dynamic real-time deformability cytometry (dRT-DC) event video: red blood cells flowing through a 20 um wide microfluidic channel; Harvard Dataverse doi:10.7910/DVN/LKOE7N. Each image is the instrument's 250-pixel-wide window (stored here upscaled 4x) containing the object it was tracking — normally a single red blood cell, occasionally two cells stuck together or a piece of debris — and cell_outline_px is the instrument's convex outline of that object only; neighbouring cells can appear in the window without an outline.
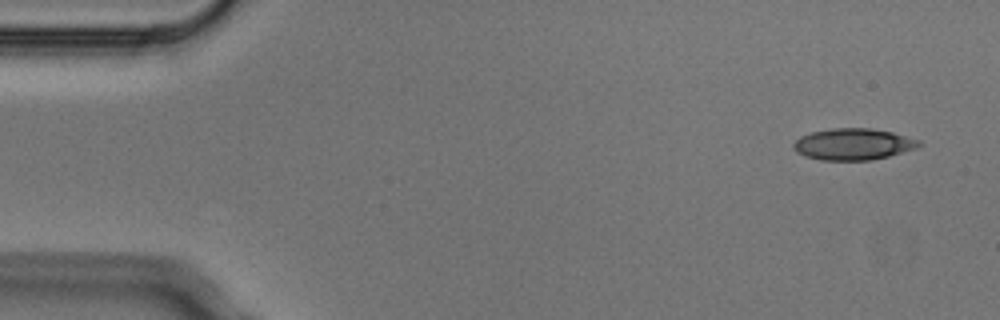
{"species": "Egyptian fruit bat (a non-hibernating species)", "species_latin": "Rousettus aegyptiacus", "temperature_condition": "cold", "stored_images_in_passage": 5, "segment_of_instrument_passage": [1, 2], "camera_frame_rate_fps": 3000, "um_per_image_px": 0.085, "animal": {"sex": "male"}, "frame": {"image": 1, "passage_image": 1, "time_ms": 0.0, "image_size_px": [1000, 320], "cell_outline_px": [[924, 144], [916, 148], [888, 156], [868, 160], [820, 160], [804, 156], [796, 152], [792, 144], [800, 136], [812, 132], [832, 128], [872, 128], [892, 132], [920, 140]], "centroid_in_image_um": [72.52, 12.25], "position_along_channel_um": 12.5, "area_um2": 23.06}}